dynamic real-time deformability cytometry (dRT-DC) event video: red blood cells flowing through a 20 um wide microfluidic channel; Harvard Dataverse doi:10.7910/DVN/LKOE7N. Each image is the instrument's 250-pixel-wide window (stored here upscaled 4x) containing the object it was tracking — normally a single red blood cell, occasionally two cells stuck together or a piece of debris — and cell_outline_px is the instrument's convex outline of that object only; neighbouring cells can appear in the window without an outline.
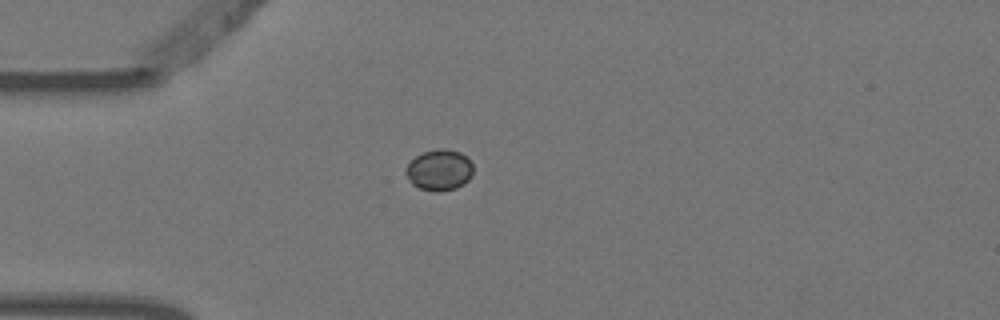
{"species": "Egyptian fruit bat (a non-hibernating species)", "species_latin": "Rousettus aegyptiacus", "temperature_condition": "warm", "stored_images_in_passage": 4, "camera_frame_rate_fps": 3000, "um_per_image_px": 0.085, "animal": {"sex": "female"}, "frame": {"image": 1, "passage_image": 1, "time_ms": 0.0, "image_size_px": [1000, 320], "cell_outline_px": [[472, 176], [464, 184], [456, 188], [440, 192], [436, 192], [420, 188], [412, 184], [408, 180], [404, 172], [404, 168], [416, 156], [424, 152], [436, 148], [444, 148], [460, 152], [472, 164]], "centroid_in_image_um": [37.31, 14.46], "position_along_channel_um": 47.7, "area_um2": 16.18}}
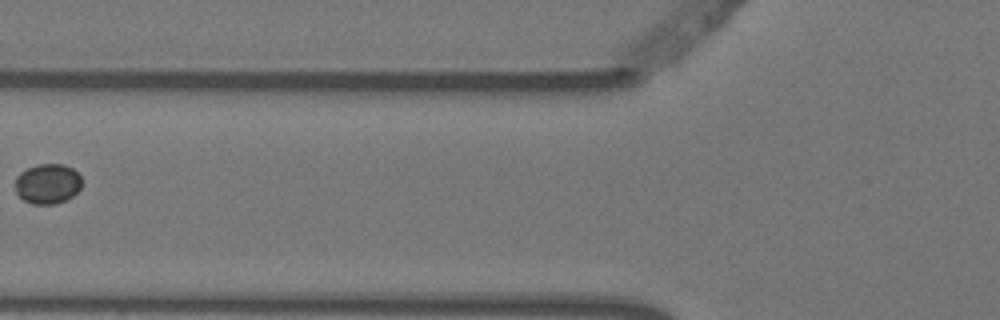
{"frame": {"image": 2, "passage_image": 3, "time_ms": 0.667, "image_size_px": [1000, 320], "cell_outline_px": [[80, 188], [72, 196], [64, 200], [52, 204], [32, 204], [24, 200], [16, 192], [16, 176], [20, 172], [36, 164], [64, 164], [72, 168], [80, 176]], "centroid_in_image_um": [4.03, 15.61], "position_along_channel_um": 121.8, "area_um2": 15.37}}
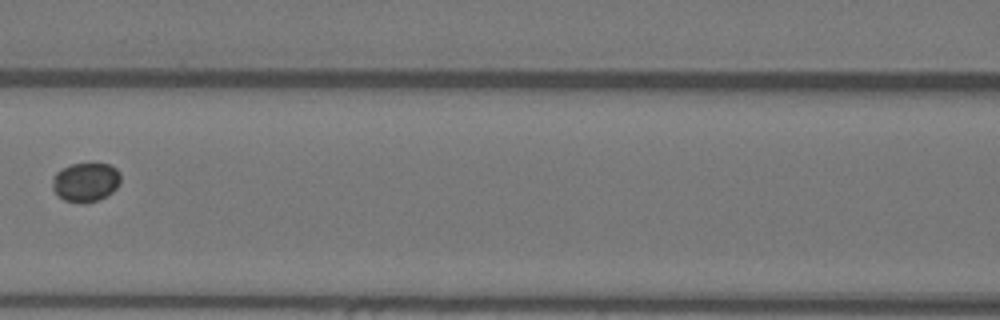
{"frame": {"image": 3, "passage_image": 4, "time_ms": 1.0, "image_size_px": [1000, 320], "cell_outline_px": [[120, 180], [116, 188], [112, 192], [100, 200], [80, 204], [64, 200], [52, 188], [52, 180], [56, 172], [72, 164], [108, 164], [116, 168], [120, 172]], "centroid_in_image_um": [7.29, 15.5], "position_along_channel_um": 159.3, "area_um2": 15.49}}